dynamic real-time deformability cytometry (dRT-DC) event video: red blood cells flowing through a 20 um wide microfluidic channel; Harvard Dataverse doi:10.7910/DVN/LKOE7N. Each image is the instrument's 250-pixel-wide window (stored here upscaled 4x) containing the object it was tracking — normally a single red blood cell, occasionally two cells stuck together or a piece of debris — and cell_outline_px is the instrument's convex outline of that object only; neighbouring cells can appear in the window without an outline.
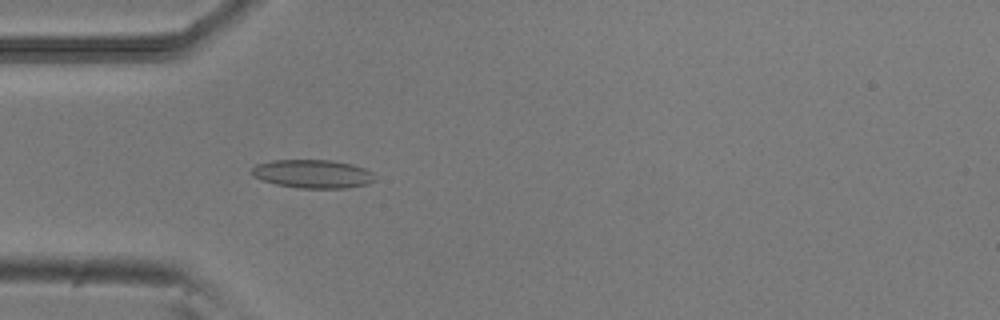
{"species": "common noctule bat (a hibernating species)", "species_latin": "Nyctalus noctula", "temperature_condition": "room temperature", "stored_images_in_passage": 41, "camera_frame_rate_fps": 3000, "um_per_image_px": 0.085, "animal": {"sex": "male", "body_mass_g": 20.5, "forearm_length_mm": 52.5}, "frame": {"image": 1, "passage_image": 4, "time_ms": 1.0, "image_size_px": [1000, 320], "cell_outline_px": [[376, 180], [368, 184], [348, 188], [296, 188], [276, 184], [252, 176], [252, 168], [256, 164], [272, 160], [332, 160], [352, 164], [364, 168], [372, 172], [376, 176]], "centroid_in_image_um": [26.62, 14.78], "position_along_channel_um": 58.4, "area_um2": 20.58}}
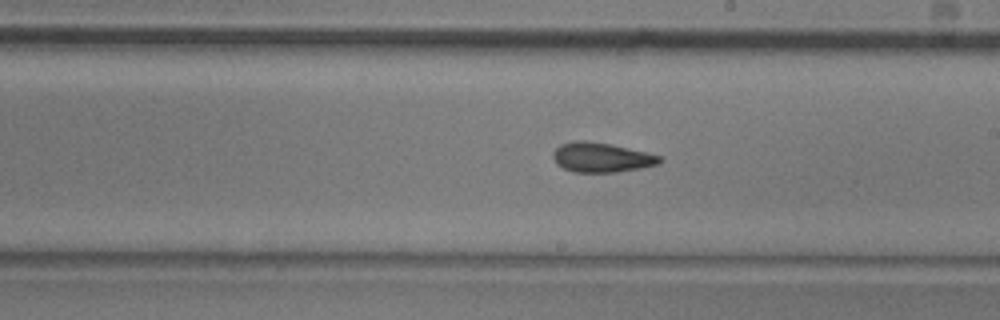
{"frame": {"image": 2, "passage_image": 18, "time_ms": 5.667, "image_size_px": [1000, 320], "cell_outline_px": [[664, 160], [660, 164], [640, 168], [616, 172], [572, 172], [556, 164], [552, 156], [552, 152], [560, 144], [572, 140], [584, 140], [608, 144], [628, 148], [660, 156]], "centroid_in_image_um": [51.09, 13.38], "position_along_channel_um": 237.9, "area_um2": 18.44}}
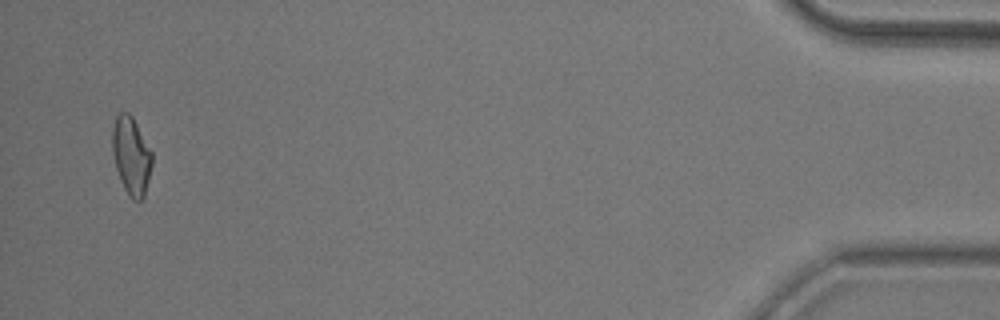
{"frame": {"image": 3, "passage_image": 39, "time_ms": 12.667, "image_size_px": [1000, 320], "cell_outline_px": [[152, 164], [144, 196], [140, 200], [132, 200], [124, 188], [120, 180], [116, 168], [112, 152], [112, 128], [116, 116], [120, 112], [128, 112], [132, 116], [152, 152]], "centroid_in_image_um": [11.14, 13.23], "position_along_channel_um": 424.1, "area_um2": 17.92}, "authors_computed_cell_mechanics": {"area_um2": 18.207, "velocity_mm_per_s": 3.881, "shape_relaxation_time_tau1_ms": null, "shape_relaxation_time_tau2_ms": 3.2016, "deformation_change_tau1": null, "deformation_change_tau2": 0.0913}}